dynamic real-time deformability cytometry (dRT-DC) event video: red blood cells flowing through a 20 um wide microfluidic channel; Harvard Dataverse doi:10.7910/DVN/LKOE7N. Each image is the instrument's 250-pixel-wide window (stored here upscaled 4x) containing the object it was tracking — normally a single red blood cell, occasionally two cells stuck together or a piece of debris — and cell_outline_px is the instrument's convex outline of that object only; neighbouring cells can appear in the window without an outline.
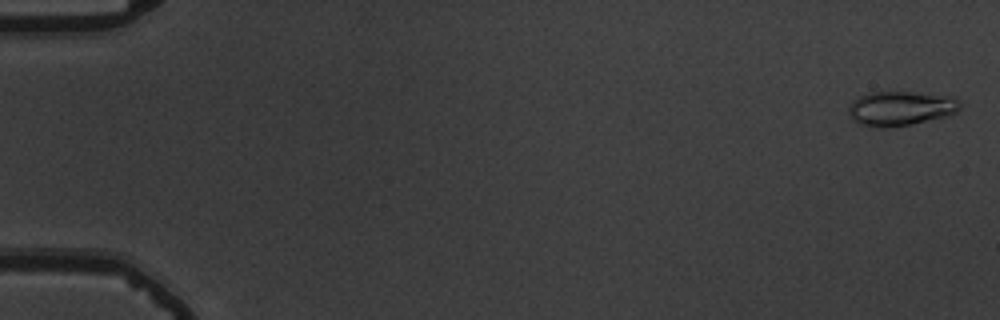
{"species": "common noctule bat (a hibernating species)", "species_latin": "Nyctalus noctula", "temperature_condition": "warm", "stored_images_in_passage": 56, "camera_frame_rate_fps": 3000, "um_per_image_px": 0.085, "animal": {"sex": "male", "body_mass_g": 19.5, "forearm_length_mm": 54.6}, "frame": {"image": 1, "passage_image": 2, "time_ms": 0.333, "image_size_px": [1000, 320], "cell_outline_px": [[960, 108], [956, 112], [948, 116], [912, 124], [888, 128], [872, 128], [860, 124], [852, 120], [848, 112], [848, 104], [852, 100], [868, 92], [912, 92], [952, 96], [960, 104]], "centroid_in_image_um": [76.5, 9.23], "position_along_channel_um": 8.5, "area_um2": 22.72}}
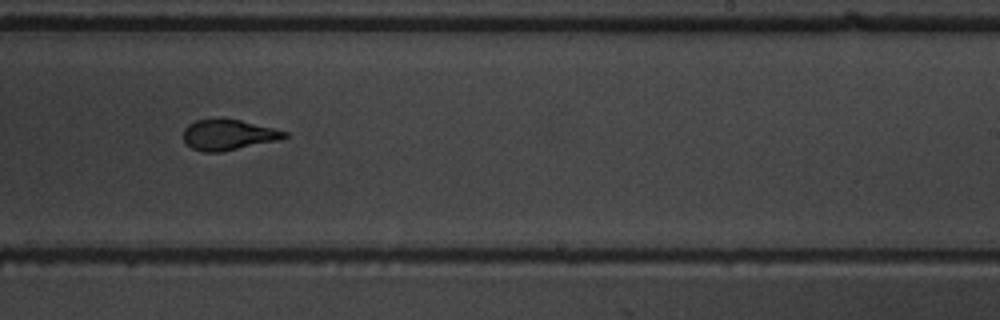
{"frame": {"image": 2, "passage_image": 36, "time_ms": 11.667, "image_size_px": [1000, 320], "cell_outline_px": [[288, 136], [280, 140], [220, 152], [204, 152], [192, 148], [184, 140], [184, 128], [188, 124], [196, 120], [220, 116], [224, 116], [288, 132]], "centroid_in_image_um": [19.39, 11.42], "position_along_channel_um": 269.6, "area_um2": 18.32}}
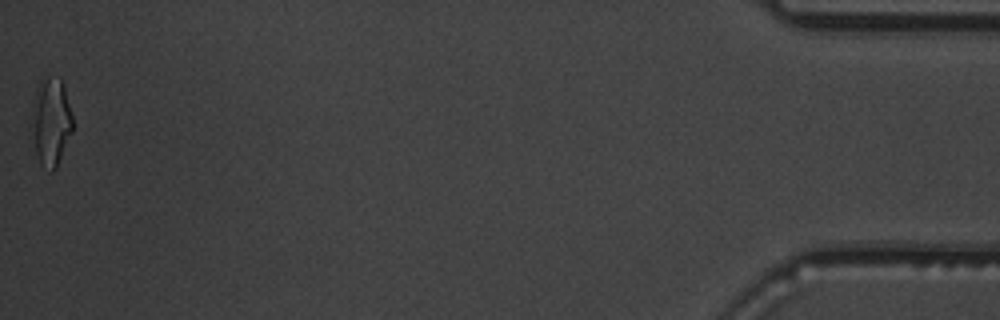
{"frame": {"image": 3, "passage_image": 56, "time_ms": 18.333, "image_size_px": [1000, 320], "cell_outline_px": [[72, 132], [56, 168], [52, 172], [40, 164], [28, 136], [32, 108], [36, 88], [40, 80], [48, 76], [60, 76], [64, 84], [72, 116]], "centroid_in_image_um": [4.28, 10.34], "position_along_channel_um": 430.9, "area_um2": 21.85}, "authors_computed_cell_mechanics": {"area_um2": 19.0162, "velocity_mm_per_s": 3.7417, "shape_relaxation_time_tau1_ms": 8.3785, "shape_relaxation_time_tau2_ms": 1.1746, "deformation_change_tau1": 0.2523, "deformation_change_tau2": 0.0933}}